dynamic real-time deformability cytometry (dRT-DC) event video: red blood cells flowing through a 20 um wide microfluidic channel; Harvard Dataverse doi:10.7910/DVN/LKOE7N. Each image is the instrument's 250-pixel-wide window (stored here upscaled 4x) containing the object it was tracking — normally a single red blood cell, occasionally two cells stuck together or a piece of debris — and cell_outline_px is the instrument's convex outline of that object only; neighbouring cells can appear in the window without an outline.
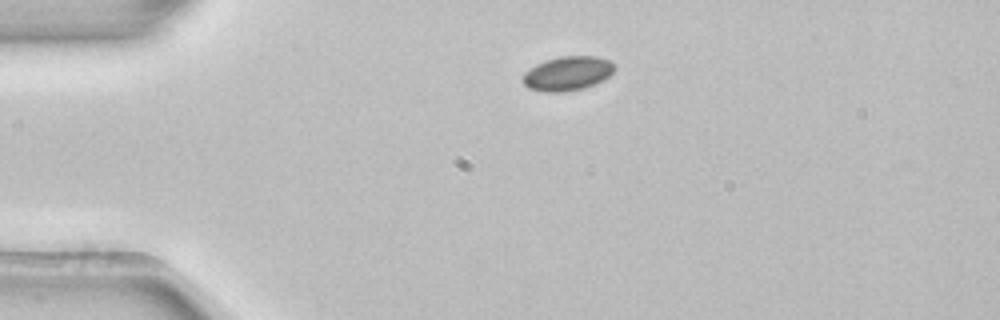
{"species": "common noctule bat (a hibernating species)", "species_latin": "Nyctalus noctula", "temperature_condition": "room temperature", "stored_images_in_passage": 2, "camera_frame_rate_fps": 3000, "um_per_image_px": 0.085, "animal": {"sex": "female", "body_mass_g": 22.7, "forearm_length_mm": 54.2}, "frame": {"image": 1, "passage_image": 1, "time_ms": 0.0, "image_size_px": [1000, 320], "cell_outline_px": [[616, 68], [604, 80], [584, 88], [560, 92], [544, 92], [528, 88], [520, 80], [524, 72], [536, 64], [560, 56], [596, 56], [608, 60]], "centroid_in_image_um": [48.21, 6.25], "position_along_channel_um": 36.8, "area_um2": 18.26}}